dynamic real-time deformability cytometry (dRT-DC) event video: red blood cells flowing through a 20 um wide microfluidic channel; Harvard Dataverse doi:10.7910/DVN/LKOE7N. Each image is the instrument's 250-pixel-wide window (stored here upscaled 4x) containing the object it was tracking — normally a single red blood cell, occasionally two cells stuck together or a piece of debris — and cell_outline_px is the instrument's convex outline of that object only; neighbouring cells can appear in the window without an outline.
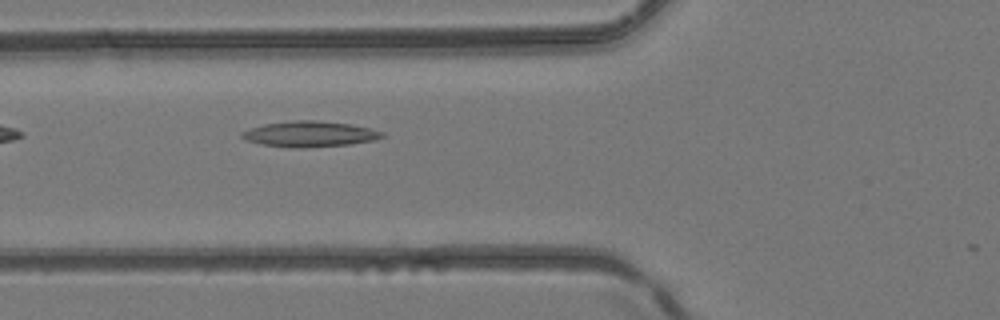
{"species": "common noctule bat (a hibernating species)", "species_latin": "Nyctalus noctula", "temperature_condition": "room temperature", "stored_images_in_passage": 2, "camera_frame_rate_fps": 3000, "um_per_image_px": 0.085, "animal": {"sex": "female", "body_mass_g": 24.6, "forearm_length_mm": 56.2}, "frame": {"image": 1, "passage_image": 2, "time_ms": 0.333, "image_size_px": [1000, 320], "cell_outline_px": [[384, 136], [376, 140], [352, 144], [308, 148], [292, 148], [260, 144], [248, 140], [240, 136], [240, 132], [264, 124], [292, 120], [312, 120], [348, 124], [368, 128], [384, 132]], "centroid_in_image_um": [26.32, 11.4], "position_along_channel_um": 99.5, "area_um2": 20.98}}